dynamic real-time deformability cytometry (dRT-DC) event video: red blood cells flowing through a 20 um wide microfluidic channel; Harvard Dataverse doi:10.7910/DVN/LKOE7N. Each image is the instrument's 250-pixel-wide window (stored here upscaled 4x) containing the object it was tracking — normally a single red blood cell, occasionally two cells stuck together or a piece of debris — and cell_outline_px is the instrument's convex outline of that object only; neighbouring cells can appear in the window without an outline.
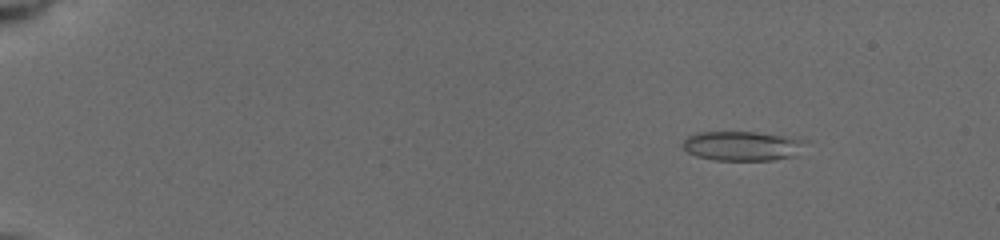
{"species": "common noctule bat (a hibernating species)", "species_latin": "Nyctalus noctula", "temperature_condition": "cold", "stored_images_in_passage": 22, "camera_frame_rate_fps": 3000, "um_per_image_px": 0.085, "animal": {"sex": "female", "body_mass_g": 19.5, "forearm_length_mm": 54.1}, "frame": {"image": 1, "passage_image": 3, "time_ms": 2.0, "image_size_px": [1000, 240], "cell_outline_px": [[812, 140], [796, 156], [772, 160], [716, 160], [696, 156], [688, 152], [684, 148], [684, 140], [688, 136], [700, 132], [756, 132], [796, 136]], "centroid_in_image_um": [63.26, 12.39], "position_along_channel_um": 21.7, "area_um2": 21.62}}
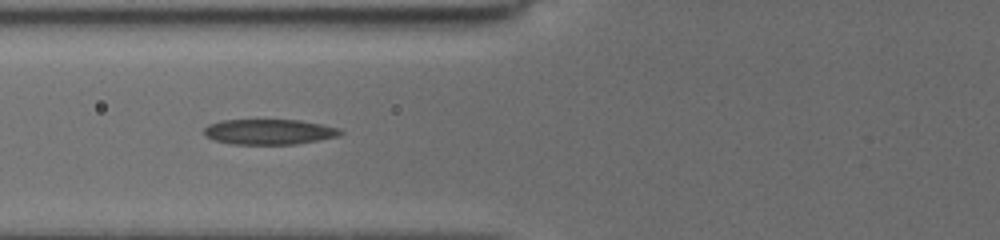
{"frame": {"image": 2, "passage_image": 15, "time_ms": 7.333, "image_size_px": [1000, 240], "cell_outline_px": [[344, 132], [340, 136], [296, 144], [232, 144], [216, 140], [208, 136], [204, 132], [204, 128], [208, 124], [224, 120], [300, 120], [340, 128]], "centroid_in_image_um": [22.92, 11.2], "position_along_channel_um": 102.9, "area_um2": 20.0}}
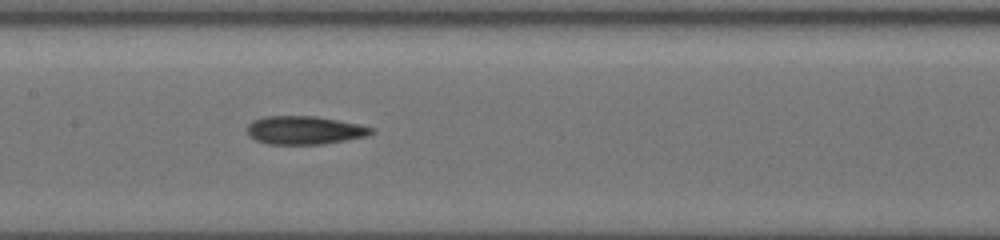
{"frame": {"image": 3, "passage_image": 20, "time_ms": 9.333, "image_size_px": [1000, 240], "cell_outline_px": [[376, 132], [364, 136], [324, 144], [268, 144], [256, 140], [248, 132], [248, 124], [252, 120], [264, 116], [316, 116], [360, 124], [372, 128]], "centroid_in_image_um": [25.88, 11.06], "position_along_channel_um": 181.5, "area_um2": 20.35}}